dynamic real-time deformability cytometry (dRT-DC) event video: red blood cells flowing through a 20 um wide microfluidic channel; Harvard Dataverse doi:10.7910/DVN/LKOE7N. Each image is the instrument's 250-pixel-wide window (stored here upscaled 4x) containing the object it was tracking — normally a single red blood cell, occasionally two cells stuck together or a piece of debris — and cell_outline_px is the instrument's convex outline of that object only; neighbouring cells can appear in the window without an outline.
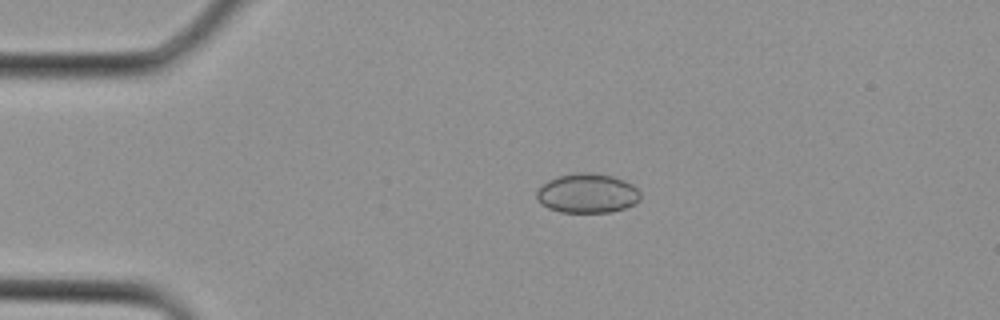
{"species": "Egyptian fruit bat (a non-hibernating species)", "species_latin": "Rousettus aegyptiacus", "temperature_condition": "cold", "stored_images_in_passage": 1, "camera_frame_rate_fps": 3000, "um_per_image_px": 0.085, "animal": {"sex": "female"}, "frame": {"image": 1, "passage_image": 1, "time_ms": 0.0, "image_size_px": [1000, 320], "cell_outline_px": [[640, 200], [624, 208], [612, 212], [560, 212], [548, 208], [540, 204], [536, 196], [536, 192], [548, 180], [560, 176], [576, 172], [592, 172], [612, 176], [624, 180], [632, 184], [640, 192]], "centroid_in_image_um": [49.92, 16.43], "position_along_channel_um": 35.1, "area_um2": 23.81}}